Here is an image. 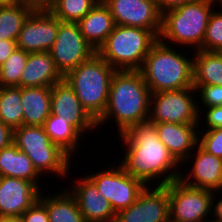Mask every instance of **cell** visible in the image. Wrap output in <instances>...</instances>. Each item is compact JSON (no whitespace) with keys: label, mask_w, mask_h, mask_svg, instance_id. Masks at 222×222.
Returning <instances> with one entry per match:
<instances>
[{"label":"cell","mask_w":222,"mask_h":222,"mask_svg":"<svg viewBox=\"0 0 222 222\" xmlns=\"http://www.w3.org/2000/svg\"><path fill=\"white\" fill-rule=\"evenodd\" d=\"M118 137L126 146L120 165L132 177L146 186H152L155 180L154 186H165L179 179L181 164L160 141L154 123L133 124Z\"/></svg>","instance_id":"obj_1"},{"label":"cell","mask_w":222,"mask_h":222,"mask_svg":"<svg viewBox=\"0 0 222 222\" xmlns=\"http://www.w3.org/2000/svg\"><path fill=\"white\" fill-rule=\"evenodd\" d=\"M150 97V89L139 70L115 71L107 106L97 121V128L113 119L118 126L117 133L121 134L133 124L148 121Z\"/></svg>","instance_id":"obj_2"},{"label":"cell","mask_w":222,"mask_h":222,"mask_svg":"<svg viewBox=\"0 0 222 222\" xmlns=\"http://www.w3.org/2000/svg\"><path fill=\"white\" fill-rule=\"evenodd\" d=\"M186 53L160 40L152 46L139 70L151 93L193 87V56Z\"/></svg>","instance_id":"obj_3"},{"label":"cell","mask_w":222,"mask_h":222,"mask_svg":"<svg viewBox=\"0 0 222 222\" xmlns=\"http://www.w3.org/2000/svg\"><path fill=\"white\" fill-rule=\"evenodd\" d=\"M216 3L222 6L220 0H193L163 12L159 40L170 46H193L194 51L200 50L210 16L215 7L218 9Z\"/></svg>","instance_id":"obj_4"},{"label":"cell","mask_w":222,"mask_h":222,"mask_svg":"<svg viewBox=\"0 0 222 222\" xmlns=\"http://www.w3.org/2000/svg\"><path fill=\"white\" fill-rule=\"evenodd\" d=\"M115 69L98 53L70 71L64 78L72 86L83 108L97 122L107 106Z\"/></svg>","instance_id":"obj_5"},{"label":"cell","mask_w":222,"mask_h":222,"mask_svg":"<svg viewBox=\"0 0 222 222\" xmlns=\"http://www.w3.org/2000/svg\"><path fill=\"white\" fill-rule=\"evenodd\" d=\"M158 40L152 30L115 25L97 53L116 71L140 70Z\"/></svg>","instance_id":"obj_6"},{"label":"cell","mask_w":222,"mask_h":222,"mask_svg":"<svg viewBox=\"0 0 222 222\" xmlns=\"http://www.w3.org/2000/svg\"><path fill=\"white\" fill-rule=\"evenodd\" d=\"M13 143L28 156L40 175L50 172L51 176L63 178L69 173L71 157L50 140L43 126L22 125L16 128Z\"/></svg>","instance_id":"obj_7"},{"label":"cell","mask_w":222,"mask_h":222,"mask_svg":"<svg viewBox=\"0 0 222 222\" xmlns=\"http://www.w3.org/2000/svg\"><path fill=\"white\" fill-rule=\"evenodd\" d=\"M215 192L188 186L177 179L168 184L169 213L172 222H214L217 220ZM213 212L210 221L209 214Z\"/></svg>","instance_id":"obj_8"},{"label":"cell","mask_w":222,"mask_h":222,"mask_svg":"<svg viewBox=\"0 0 222 222\" xmlns=\"http://www.w3.org/2000/svg\"><path fill=\"white\" fill-rule=\"evenodd\" d=\"M194 87L151 93L149 117L151 123L200 124V105L193 95Z\"/></svg>","instance_id":"obj_9"},{"label":"cell","mask_w":222,"mask_h":222,"mask_svg":"<svg viewBox=\"0 0 222 222\" xmlns=\"http://www.w3.org/2000/svg\"><path fill=\"white\" fill-rule=\"evenodd\" d=\"M111 168V169H110ZM104 171L87 173V177L96 185L99 193L111 204L117 213L130 207L138 198L146 185L128 174L120 164Z\"/></svg>","instance_id":"obj_10"},{"label":"cell","mask_w":222,"mask_h":222,"mask_svg":"<svg viewBox=\"0 0 222 222\" xmlns=\"http://www.w3.org/2000/svg\"><path fill=\"white\" fill-rule=\"evenodd\" d=\"M49 52L63 77L97 53L85 40L78 24L72 22L59 24L56 40Z\"/></svg>","instance_id":"obj_11"},{"label":"cell","mask_w":222,"mask_h":222,"mask_svg":"<svg viewBox=\"0 0 222 222\" xmlns=\"http://www.w3.org/2000/svg\"><path fill=\"white\" fill-rule=\"evenodd\" d=\"M169 221L168 185L146 186L137 200L130 207L119 210L115 218V222Z\"/></svg>","instance_id":"obj_12"},{"label":"cell","mask_w":222,"mask_h":222,"mask_svg":"<svg viewBox=\"0 0 222 222\" xmlns=\"http://www.w3.org/2000/svg\"><path fill=\"white\" fill-rule=\"evenodd\" d=\"M113 16L115 25L152 30L158 37L162 14L155 0H102Z\"/></svg>","instance_id":"obj_13"},{"label":"cell","mask_w":222,"mask_h":222,"mask_svg":"<svg viewBox=\"0 0 222 222\" xmlns=\"http://www.w3.org/2000/svg\"><path fill=\"white\" fill-rule=\"evenodd\" d=\"M60 23L50 11H33L18 35L17 48L28 53L49 52L56 40Z\"/></svg>","instance_id":"obj_14"},{"label":"cell","mask_w":222,"mask_h":222,"mask_svg":"<svg viewBox=\"0 0 222 222\" xmlns=\"http://www.w3.org/2000/svg\"><path fill=\"white\" fill-rule=\"evenodd\" d=\"M51 113L63 119L66 118L82 135L98 129L97 122L83 108L72 86L65 78L52 86Z\"/></svg>","instance_id":"obj_15"},{"label":"cell","mask_w":222,"mask_h":222,"mask_svg":"<svg viewBox=\"0 0 222 222\" xmlns=\"http://www.w3.org/2000/svg\"><path fill=\"white\" fill-rule=\"evenodd\" d=\"M191 156L195 157L192 158ZM189 158L193 160L190 162L192 163V168L189 169L188 173L185 172V174L182 171L179 180L188 186L220 193L218 191L222 190V158L207 153L199 145L196 146V149L193 150L183 163H188L190 161Z\"/></svg>","instance_id":"obj_16"},{"label":"cell","mask_w":222,"mask_h":222,"mask_svg":"<svg viewBox=\"0 0 222 222\" xmlns=\"http://www.w3.org/2000/svg\"><path fill=\"white\" fill-rule=\"evenodd\" d=\"M34 183L14 177H0V217L21 216L40 196Z\"/></svg>","instance_id":"obj_17"},{"label":"cell","mask_w":222,"mask_h":222,"mask_svg":"<svg viewBox=\"0 0 222 222\" xmlns=\"http://www.w3.org/2000/svg\"><path fill=\"white\" fill-rule=\"evenodd\" d=\"M74 183L68 191L75 198L85 222H115L116 212L110 202L87 176Z\"/></svg>","instance_id":"obj_18"},{"label":"cell","mask_w":222,"mask_h":222,"mask_svg":"<svg viewBox=\"0 0 222 222\" xmlns=\"http://www.w3.org/2000/svg\"><path fill=\"white\" fill-rule=\"evenodd\" d=\"M160 141L180 163L189 157L198 145L199 124L154 123ZM198 128V129H197Z\"/></svg>","instance_id":"obj_19"},{"label":"cell","mask_w":222,"mask_h":222,"mask_svg":"<svg viewBox=\"0 0 222 222\" xmlns=\"http://www.w3.org/2000/svg\"><path fill=\"white\" fill-rule=\"evenodd\" d=\"M63 78L50 52L29 53L19 87H52Z\"/></svg>","instance_id":"obj_20"},{"label":"cell","mask_w":222,"mask_h":222,"mask_svg":"<svg viewBox=\"0 0 222 222\" xmlns=\"http://www.w3.org/2000/svg\"><path fill=\"white\" fill-rule=\"evenodd\" d=\"M77 24L85 40L96 52L115 27L113 16L102 0H99Z\"/></svg>","instance_id":"obj_21"},{"label":"cell","mask_w":222,"mask_h":222,"mask_svg":"<svg viewBox=\"0 0 222 222\" xmlns=\"http://www.w3.org/2000/svg\"><path fill=\"white\" fill-rule=\"evenodd\" d=\"M52 87H23V125L43 126L51 114Z\"/></svg>","instance_id":"obj_22"},{"label":"cell","mask_w":222,"mask_h":222,"mask_svg":"<svg viewBox=\"0 0 222 222\" xmlns=\"http://www.w3.org/2000/svg\"><path fill=\"white\" fill-rule=\"evenodd\" d=\"M5 176L25 179L34 183L41 190L38 180L41 175L34 168L28 156L14 143L0 151V177Z\"/></svg>","instance_id":"obj_23"},{"label":"cell","mask_w":222,"mask_h":222,"mask_svg":"<svg viewBox=\"0 0 222 222\" xmlns=\"http://www.w3.org/2000/svg\"><path fill=\"white\" fill-rule=\"evenodd\" d=\"M193 53V85L222 86V54L191 48Z\"/></svg>","instance_id":"obj_24"},{"label":"cell","mask_w":222,"mask_h":222,"mask_svg":"<svg viewBox=\"0 0 222 222\" xmlns=\"http://www.w3.org/2000/svg\"><path fill=\"white\" fill-rule=\"evenodd\" d=\"M53 194L44 196L40 193L39 196L46 206L49 222H85L75 198L67 188L61 194Z\"/></svg>","instance_id":"obj_25"},{"label":"cell","mask_w":222,"mask_h":222,"mask_svg":"<svg viewBox=\"0 0 222 222\" xmlns=\"http://www.w3.org/2000/svg\"><path fill=\"white\" fill-rule=\"evenodd\" d=\"M43 127L50 140L70 157L77 154L82 134L66 118L63 119L51 113Z\"/></svg>","instance_id":"obj_26"},{"label":"cell","mask_w":222,"mask_h":222,"mask_svg":"<svg viewBox=\"0 0 222 222\" xmlns=\"http://www.w3.org/2000/svg\"><path fill=\"white\" fill-rule=\"evenodd\" d=\"M0 121L13 130L23 125L20 87H0Z\"/></svg>","instance_id":"obj_27"},{"label":"cell","mask_w":222,"mask_h":222,"mask_svg":"<svg viewBox=\"0 0 222 222\" xmlns=\"http://www.w3.org/2000/svg\"><path fill=\"white\" fill-rule=\"evenodd\" d=\"M33 11L19 3L0 7V40L17 41L24 22Z\"/></svg>","instance_id":"obj_28"},{"label":"cell","mask_w":222,"mask_h":222,"mask_svg":"<svg viewBox=\"0 0 222 222\" xmlns=\"http://www.w3.org/2000/svg\"><path fill=\"white\" fill-rule=\"evenodd\" d=\"M99 0H55L50 12L61 22L77 23Z\"/></svg>","instance_id":"obj_29"},{"label":"cell","mask_w":222,"mask_h":222,"mask_svg":"<svg viewBox=\"0 0 222 222\" xmlns=\"http://www.w3.org/2000/svg\"><path fill=\"white\" fill-rule=\"evenodd\" d=\"M28 52L16 48L0 66V87H19L21 74L28 60Z\"/></svg>","instance_id":"obj_30"},{"label":"cell","mask_w":222,"mask_h":222,"mask_svg":"<svg viewBox=\"0 0 222 222\" xmlns=\"http://www.w3.org/2000/svg\"><path fill=\"white\" fill-rule=\"evenodd\" d=\"M200 50L209 52L222 50V11L213 10Z\"/></svg>","instance_id":"obj_31"},{"label":"cell","mask_w":222,"mask_h":222,"mask_svg":"<svg viewBox=\"0 0 222 222\" xmlns=\"http://www.w3.org/2000/svg\"><path fill=\"white\" fill-rule=\"evenodd\" d=\"M206 130L199 129L198 145L207 153L222 158V127Z\"/></svg>","instance_id":"obj_32"},{"label":"cell","mask_w":222,"mask_h":222,"mask_svg":"<svg viewBox=\"0 0 222 222\" xmlns=\"http://www.w3.org/2000/svg\"><path fill=\"white\" fill-rule=\"evenodd\" d=\"M199 93L202 106L205 108L222 106V86L220 85H193Z\"/></svg>","instance_id":"obj_33"},{"label":"cell","mask_w":222,"mask_h":222,"mask_svg":"<svg viewBox=\"0 0 222 222\" xmlns=\"http://www.w3.org/2000/svg\"><path fill=\"white\" fill-rule=\"evenodd\" d=\"M20 217L22 222H49L46 206L39 199Z\"/></svg>","instance_id":"obj_34"},{"label":"cell","mask_w":222,"mask_h":222,"mask_svg":"<svg viewBox=\"0 0 222 222\" xmlns=\"http://www.w3.org/2000/svg\"><path fill=\"white\" fill-rule=\"evenodd\" d=\"M206 110V113L205 111L204 113L199 112V121L204 117L206 118L203 124L204 126L206 125L205 128L215 129L222 127V106L208 107ZM202 114L203 116H201Z\"/></svg>","instance_id":"obj_35"},{"label":"cell","mask_w":222,"mask_h":222,"mask_svg":"<svg viewBox=\"0 0 222 222\" xmlns=\"http://www.w3.org/2000/svg\"><path fill=\"white\" fill-rule=\"evenodd\" d=\"M14 2L22 4L32 11H50L55 0H14Z\"/></svg>","instance_id":"obj_36"},{"label":"cell","mask_w":222,"mask_h":222,"mask_svg":"<svg viewBox=\"0 0 222 222\" xmlns=\"http://www.w3.org/2000/svg\"><path fill=\"white\" fill-rule=\"evenodd\" d=\"M14 130L0 121V151L13 143Z\"/></svg>","instance_id":"obj_37"},{"label":"cell","mask_w":222,"mask_h":222,"mask_svg":"<svg viewBox=\"0 0 222 222\" xmlns=\"http://www.w3.org/2000/svg\"><path fill=\"white\" fill-rule=\"evenodd\" d=\"M16 48V41L7 39L0 40V66L13 53Z\"/></svg>","instance_id":"obj_38"},{"label":"cell","mask_w":222,"mask_h":222,"mask_svg":"<svg viewBox=\"0 0 222 222\" xmlns=\"http://www.w3.org/2000/svg\"><path fill=\"white\" fill-rule=\"evenodd\" d=\"M191 1L193 0H155L156 5L159 11L161 12V14L168 10L187 4L188 2H191Z\"/></svg>","instance_id":"obj_39"},{"label":"cell","mask_w":222,"mask_h":222,"mask_svg":"<svg viewBox=\"0 0 222 222\" xmlns=\"http://www.w3.org/2000/svg\"><path fill=\"white\" fill-rule=\"evenodd\" d=\"M0 222H22L20 216L0 217Z\"/></svg>","instance_id":"obj_40"},{"label":"cell","mask_w":222,"mask_h":222,"mask_svg":"<svg viewBox=\"0 0 222 222\" xmlns=\"http://www.w3.org/2000/svg\"><path fill=\"white\" fill-rule=\"evenodd\" d=\"M217 220L222 222V199L217 200Z\"/></svg>","instance_id":"obj_41"},{"label":"cell","mask_w":222,"mask_h":222,"mask_svg":"<svg viewBox=\"0 0 222 222\" xmlns=\"http://www.w3.org/2000/svg\"><path fill=\"white\" fill-rule=\"evenodd\" d=\"M14 3V0H0V7L1 6H7V5H10V4H13Z\"/></svg>","instance_id":"obj_42"}]
</instances>
